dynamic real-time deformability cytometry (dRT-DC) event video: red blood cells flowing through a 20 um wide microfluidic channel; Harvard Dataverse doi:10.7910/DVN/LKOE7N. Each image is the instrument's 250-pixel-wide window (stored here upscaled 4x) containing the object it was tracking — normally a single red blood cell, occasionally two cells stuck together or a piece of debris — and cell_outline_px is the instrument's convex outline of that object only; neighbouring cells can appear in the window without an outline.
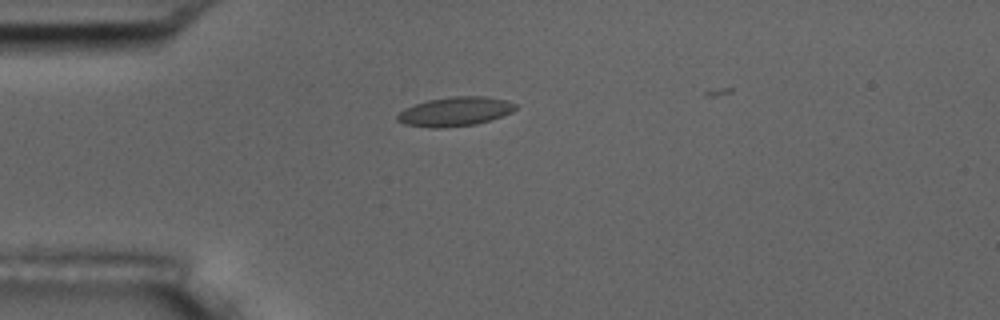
{"species": "common noctule bat (a hibernating species)", "species_latin": "Nyctalus noctula", "temperature_condition": "room temperature", "stored_images_in_passage": 4, "camera_frame_rate_fps": 3000, "um_per_image_px": 0.085, "animal": {"sex": "male", "body_mass_g": 17.5, "forearm_length_mm": 52.3}, "frame": {"image": 1, "passage_image": 2, "time_ms": 1.333, "image_size_px": [1000, 320], "cell_outline_px": [[516, 108], [512, 112], [492, 120], [476, 124], [444, 128], [432, 128], [404, 124], [396, 120], [396, 116], [404, 108], [428, 100], [452, 96], [488, 96], [504, 100], [516, 104]], "centroid_in_image_um": [38.67, 9.49], "position_along_channel_um": 46.3, "area_um2": 20.17}}